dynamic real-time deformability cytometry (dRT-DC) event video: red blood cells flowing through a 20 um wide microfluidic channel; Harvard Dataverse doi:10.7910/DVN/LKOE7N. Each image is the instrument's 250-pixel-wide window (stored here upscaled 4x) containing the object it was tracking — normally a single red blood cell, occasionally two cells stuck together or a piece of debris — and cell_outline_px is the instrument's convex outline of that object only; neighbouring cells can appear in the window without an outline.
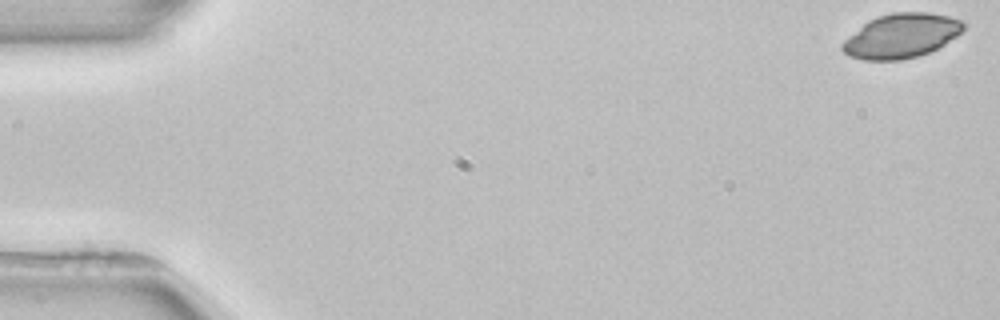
{"species": "common noctule bat (a hibernating species)", "species_latin": "Nyctalus noctula", "temperature_condition": "room temperature", "stored_images_in_passage": 3, "camera_frame_rate_fps": 3000, "um_per_image_px": 0.085, "animal": {"sex": "female", "body_mass_g": 22.7, "forearm_length_mm": 54.2}, "frame": {"image": 1, "passage_image": 1, "time_ms": 0.0, "image_size_px": [1000, 320], "cell_outline_px": [[964, 28], [956, 36], [944, 44], [928, 52], [916, 56], [900, 60], [864, 60], [848, 56], [840, 48], [840, 44], [844, 40], [868, 20], [876, 16], [892, 12], [928, 12], [948, 16], [964, 20]], "centroid_in_image_um": [76.58, 3.03], "position_along_channel_um": 8.4, "area_um2": 31.27}}